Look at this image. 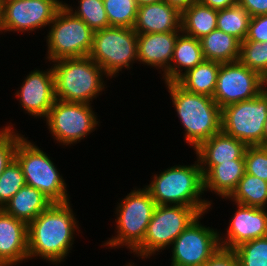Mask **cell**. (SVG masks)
I'll return each mask as SVG.
<instances>
[{"instance_id":"38","label":"cell","mask_w":267,"mask_h":266,"mask_svg":"<svg viewBox=\"0 0 267 266\" xmlns=\"http://www.w3.org/2000/svg\"><path fill=\"white\" fill-rule=\"evenodd\" d=\"M237 4L244 7L251 17L267 14V0H237Z\"/></svg>"},{"instance_id":"21","label":"cell","mask_w":267,"mask_h":266,"mask_svg":"<svg viewBox=\"0 0 267 266\" xmlns=\"http://www.w3.org/2000/svg\"><path fill=\"white\" fill-rule=\"evenodd\" d=\"M204 60L200 40L181 32L175 42L170 67L162 74L164 83L176 82L188 70Z\"/></svg>"},{"instance_id":"27","label":"cell","mask_w":267,"mask_h":266,"mask_svg":"<svg viewBox=\"0 0 267 266\" xmlns=\"http://www.w3.org/2000/svg\"><path fill=\"white\" fill-rule=\"evenodd\" d=\"M246 206L266 209L267 207V181L245 173L237 188L226 200Z\"/></svg>"},{"instance_id":"28","label":"cell","mask_w":267,"mask_h":266,"mask_svg":"<svg viewBox=\"0 0 267 266\" xmlns=\"http://www.w3.org/2000/svg\"><path fill=\"white\" fill-rule=\"evenodd\" d=\"M250 19L251 16L247 10L236 4L226 9L218 10L217 29L243 42L248 33Z\"/></svg>"},{"instance_id":"43","label":"cell","mask_w":267,"mask_h":266,"mask_svg":"<svg viewBox=\"0 0 267 266\" xmlns=\"http://www.w3.org/2000/svg\"><path fill=\"white\" fill-rule=\"evenodd\" d=\"M263 92L267 94V73L262 77Z\"/></svg>"},{"instance_id":"17","label":"cell","mask_w":267,"mask_h":266,"mask_svg":"<svg viewBox=\"0 0 267 266\" xmlns=\"http://www.w3.org/2000/svg\"><path fill=\"white\" fill-rule=\"evenodd\" d=\"M28 260V224L0 209V264L15 266Z\"/></svg>"},{"instance_id":"4","label":"cell","mask_w":267,"mask_h":266,"mask_svg":"<svg viewBox=\"0 0 267 266\" xmlns=\"http://www.w3.org/2000/svg\"><path fill=\"white\" fill-rule=\"evenodd\" d=\"M51 64L56 99L92 105L107 88L104 80L109 76L89 56L59 59Z\"/></svg>"},{"instance_id":"24","label":"cell","mask_w":267,"mask_h":266,"mask_svg":"<svg viewBox=\"0 0 267 266\" xmlns=\"http://www.w3.org/2000/svg\"><path fill=\"white\" fill-rule=\"evenodd\" d=\"M199 40L205 60L220 63L239 60L240 41L234 36L215 29Z\"/></svg>"},{"instance_id":"12","label":"cell","mask_w":267,"mask_h":266,"mask_svg":"<svg viewBox=\"0 0 267 266\" xmlns=\"http://www.w3.org/2000/svg\"><path fill=\"white\" fill-rule=\"evenodd\" d=\"M206 213H201L171 244L170 266H204L221 248L217 228L200 222Z\"/></svg>"},{"instance_id":"36","label":"cell","mask_w":267,"mask_h":266,"mask_svg":"<svg viewBox=\"0 0 267 266\" xmlns=\"http://www.w3.org/2000/svg\"><path fill=\"white\" fill-rule=\"evenodd\" d=\"M244 41L267 42V14L251 17Z\"/></svg>"},{"instance_id":"29","label":"cell","mask_w":267,"mask_h":266,"mask_svg":"<svg viewBox=\"0 0 267 266\" xmlns=\"http://www.w3.org/2000/svg\"><path fill=\"white\" fill-rule=\"evenodd\" d=\"M78 5L63 4L75 16L82 19L94 32L110 27L103 0H76ZM75 10V11H74Z\"/></svg>"},{"instance_id":"2","label":"cell","mask_w":267,"mask_h":266,"mask_svg":"<svg viewBox=\"0 0 267 266\" xmlns=\"http://www.w3.org/2000/svg\"><path fill=\"white\" fill-rule=\"evenodd\" d=\"M191 165L176 164L151 176L145 187L156 205H181L194 207L200 213L212 209V200H205L204 178L198 159Z\"/></svg>"},{"instance_id":"16","label":"cell","mask_w":267,"mask_h":266,"mask_svg":"<svg viewBox=\"0 0 267 266\" xmlns=\"http://www.w3.org/2000/svg\"><path fill=\"white\" fill-rule=\"evenodd\" d=\"M234 205L237 208L229 220L226 234L219 232L221 247L234 250L242 243L267 236V208Z\"/></svg>"},{"instance_id":"37","label":"cell","mask_w":267,"mask_h":266,"mask_svg":"<svg viewBox=\"0 0 267 266\" xmlns=\"http://www.w3.org/2000/svg\"><path fill=\"white\" fill-rule=\"evenodd\" d=\"M204 266H239V263L234 250L221 247Z\"/></svg>"},{"instance_id":"25","label":"cell","mask_w":267,"mask_h":266,"mask_svg":"<svg viewBox=\"0 0 267 266\" xmlns=\"http://www.w3.org/2000/svg\"><path fill=\"white\" fill-rule=\"evenodd\" d=\"M220 65L217 61L204 60L176 82L186 91L213 97Z\"/></svg>"},{"instance_id":"39","label":"cell","mask_w":267,"mask_h":266,"mask_svg":"<svg viewBox=\"0 0 267 266\" xmlns=\"http://www.w3.org/2000/svg\"><path fill=\"white\" fill-rule=\"evenodd\" d=\"M200 3L215 10H222L237 4V0H198Z\"/></svg>"},{"instance_id":"18","label":"cell","mask_w":267,"mask_h":266,"mask_svg":"<svg viewBox=\"0 0 267 266\" xmlns=\"http://www.w3.org/2000/svg\"><path fill=\"white\" fill-rule=\"evenodd\" d=\"M247 145L220 131L201 143L194 151L203 176L215 165L245 159Z\"/></svg>"},{"instance_id":"14","label":"cell","mask_w":267,"mask_h":266,"mask_svg":"<svg viewBox=\"0 0 267 266\" xmlns=\"http://www.w3.org/2000/svg\"><path fill=\"white\" fill-rule=\"evenodd\" d=\"M262 91V77L238 60L221 63L212 98L222 109L233 103L253 99Z\"/></svg>"},{"instance_id":"10","label":"cell","mask_w":267,"mask_h":266,"mask_svg":"<svg viewBox=\"0 0 267 266\" xmlns=\"http://www.w3.org/2000/svg\"><path fill=\"white\" fill-rule=\"evenodd\" d=\"M92 107L87 103L55 100L44 121L59 146L81 142L97 129L100 120Z\"/></svg>"},{"instance_id":"34","label":"cell","mask_w":267,"mask_h":266,"mask_svg":"<svg viewBox=\"0 0 267 266\" xmlns=\"http://www.w3.org/2000/svg\"><path fill=\"white\" fill-rule=\"evenodd\" d=\"M8 124L0 129V176L9 163L15 159L17 145L25 136L16 131L14 124L11 122Z\"/></svg>"},{"instance_id":"40","label":"cell","mask_w":267,"mask_h":266,"mask_svg":"<svg viewBox=\"0 0 267 266\" xmlns=\"http://www.w3.org/2000/svg\"><path fill=\"white\" fill-rule=\"evenodd\" d=\"M172 7L178 9L181 13L187 9L190 5L197 2L198 0H164Z\"/></svg>"},{"instance_id":"33","label":"cell","mask_w":267,"mask_h":266,"mask_svg":"<svg viewBox=\"0 0 267 266\" xmlns=\"http://www.w3.org/2000/svg\"><path fill=\"white\" fill-rule=\"evenodd\" d=\"M25 185L22 168L14 159L0 176V209Z\"/></svg>"},{"instance_id":"23","label":"cell","mask_w":267,"mask_h":266,"mask_svg":"<svg viewBox=\"0 0 267 266\" xmlns=\"http://www.w3.org/2000/svg\"><path fill=\"white\" fill-rule=\"evenodd\" d=\"M52 203L38 189L25 185L6 203L2 210L29 224Z\"/></svg>"},{"instance_id":"42","label":"cell","mask_w":267,"mask_h":266,"mask_svg":"<svg viewBox=\"0 0 267 266\" xmlns=\"http://www.w3.org/2000/svg\"><path fill=\"white\" fill-rule=\"evenodd\" d=\"M263 145L267 146V119L265 120L264 123Z\"/></svg>"},{"instance_id":"15","label":"cell","mask_w":267,"mask_h":266,"mask_svg":"<svg viewBox=\"0 0 267 266\" xmlns=\"http://www.w3.org/2000/svg\"><path fill=\"white\" fill-rule=\"evenodd\" d=\"M19 88L14 95L25 114L44 120L56 100L52 66L32 70Z\"/></svg>"},{"instance_id":"44","label":"cell","mask_w":267,"mask_h":266,"mask_svg":"<svg viewBox=\"0 0 267 266\" xmlns=\"http://www.w3.org/2000/svg\"><path fill=\"white\" fill-rule=\"evenodd\" d=\"M0 33L2 34V17H1V2H0Z\"/></svg>"},{"instance_id":"19","label":"cell","mask_w":267,"mask_h":266,"mask_svg":"<svg viewBox=\"0 0 267 266\" xmlns=\"http://www.w3.org/2000/svg\"><path fill=\"white\" fill-rule=\"evenodd\" d=\"M180 33H137V63L155 67L160 74H164L170 67L175 42Z\"/></svg>"},{"instance_id":"13","label":"cell","mask_w":267,"mask_h":266,"mask_svg":"<svg viewBox=\"0 0 267 266\" xmlns=\"http://www.w3.org/2000/svg\"><path fill=\"white\" fill-rule=\"evenodd\" d=\"M2 31L32 33L49 26L62 0H0Z\"/></svg>"},{"instance_id":"32","label":"cell","mask_w":267,"mask_h":266,"mask_svg":"<svg viewBox=\"0 0 267 266\" xmlns=\"http://www.w3.org/2000/svg\"><path fill=\"white\" fill-rule=\"evenodd\" d=\"M234 252L239 266H267V236L242 243Z\"/></svg>"},{"instance_id":"41","label":"cell","mask_w":267,"mask_h":266,"mask_svg":"<svg viewBox=\"0 0 267 266\" xmlns=\"http://www.w3.org/2000/svg\"><path fill=\"white\" fill-rule=\"evenodd\" d=\"M137 6H142V5H146V4H151V3H157V2H161L164 0H135Z\"/></svg>"},{"instance_id":"22","label":"cell","mask_w":267,"mask_h":266,"mask_svg":"<svg viewBox=\"0 0 267 266\" xmlns=\"http://www.w3.org/2000/svg\"><path fill=\"white\" fill-rule=\"evenodd\" d=\"M245 174V159L222 162L204 176V192H213L222 199L229 198Z\"/></svg>"},{"instance_id":"1","label":"cell","mask_w":267,"mask_h":266,"mask_svg":"<svg viewBox=\"0 0 267 266\" xmlns=\"http://www.w3.org/2000/svg\"><path fill=\"white\" fill-rule=\"evenodd\" d=\"M71 207L70 202L52 203L28 224L29 260L38 257L58 266L69 256L75 233L81 231Z\"/></svg>"},{"instance_id":"11","label":"cell","mask_w":267,"mask_h":266,"mask_svg":"<svg viewBox=\"0 0 267 266\" xmlns=\"http://www.w3.org/2000/svg\"><path fill=\"white\" fill-rule=\"evenodd\" d=\"M267 119V94L240 101L221 109V131L247 146L263 145L264 123Z\"/></svg>"},{"instance_id":"30","label":"cell","mask_w":267,"mask_h":266,"mask_svg":"<svg viewBox=\"0 0 267 266\" xmlns=\"http://www.w3.org/2000/svg\"><path fill=\"white\" fill-rule=\"evenodd\" d=\"M110 27L133 28L138 6L135 0H103Z\"/></svg>"},{"instance_id":"45","label":"cell","mask_w":267,"mask_h":266,"mask_svg":"<svg viewBox=\"0 0 267 266\" xmlns=\"http://www.w3.org/2000/svg\"><path fill=\"white\" fill-rule=\"evenodd\" d=\"M133 262H127V264H125V265H123V266H136V265H134V263L132 264Z\"/></svg>"},{"instance_id":"6","label":"cell","mask_w":267,"mask_h":266,"mask_svg":"<svg viewBox=\"0 0 267 266\" xmlns=\"http://www.w3.org/2000/svg\"><path fill=\"white\" fill-rule=\"evenodd\" d=\"M34 143L24 136L15 151L26 185L38 189L53 203L69 202L70 195L62 174L51 157Z\"/></svg>"},{"instance_id":"31","label":"cell","mask_w":267,"mask_h":266,"mask_svg":"<svg viewBox=\"0 0 267 266\" xmlns=\"http://www.w3.org/2000/svg\"><path fill=\"white\" fill-rule=\"evenodd\" d=\"M239 61L263 77L267 73V42H240Z\"/></svg>"},{"instance_id":"20","label":"cell","mask_w":267,"mask_h":266,"mask_svg":"<svg viewBox=\"0 0 267 266\" xmlns=\"http://www.w3.org/2000/svg\"><path fill=\"white\" fill-rule=\"evenodd\" d=\"M182 13L165 1L138 7L133 30L136 33L182 32Z\"/></svg>"},{"instance_id":"7","label":"cell","mask_w":267,"mask_h":266,"mask_svg":"<svg viewBox=\"0 0 267 266\" xmlns=\"http://www.w3.org/2000/svg\"><path fill=\"white\" fill-rule=\"evenodd\" d=\"M46 38V61L88 56L94 31L63 4L49 24Z\"/></svg>"},{"instance_id":"35","label":"cell","mask_w":267,"mask_h":266,"mask_svg":"<svg viewBox=\"0 0 267 266\" xmlns=\"http://www.w3.org/2000/svg\"><path fill=\"white\" fill-rule=\"evenodd\" d=\"M244 158L245 173L267 181V146H247Z\"/></svg>"},{"instance_id":"26","label":"cell","mask_w":267,"mask_h":266,"mask_svg":"<svg viewBox=\"0 0 267 266\" xmlns=\"http://www.w3.org/2000/svg\"><path fill=\"white\" fill-rule=\"evenodd\" d=\"M217 15L218 10L197 1L182 12L181 30L188 36L201 39L217 29Z\"/></svg>"},{"instance_id":"3","label":"cell","mask_w":267,"mask_h":266,"mask_svg":"<svg viewBox=\"0 0 267 266\" xmlns=\"http://www.w3.org/2000/svg\"><path fill=\"white\" fill-rule=\"evenodd\" d=\"M165 84L184 128V140L193 150L221 131V108L212 97L186 91L177 82Z\"/></svg>"},{"instance_id":"8","label":"cell","mask_w":267,"mask_h":266,"mask_svg":"<svg viewBox=\"0 0 267 266\" xmlns=\"http://www.w3.org/2000/svg\"><path fill=\"white\" fill-rule=\"evenodd\" d=\"M200 214L194 207L156 205L143 242L132 252L133 255L144 260L169 249Z\"/></svg>"},{"instance_id":"5","label":"cell","mask_w":267,"mask_h":266,"mask_svg":"<svg viewBox=\"0 0 267 266\" xmlns=\"http://www.w3.org/2000/svg\"><path fill=\"white\" fill-rule=\"evenodd\" d=\"M155 207L156 203L145 187H133L115 208L116 235H112V238L104 241L101 246L111 249L126 246L132 254L143 242Z\"/></svg>"},{"instance_id":"9","label":"cell","mask_w":267,"mask_h":266,"mask_svg":"<svg viewBox=\"0 0 267 266\" xmlns=\"http://www.w3.org/2000/svg\"><path fill=\"white\" fill-rule=\"evenodd\" d=\"M88 56L102 67L110 79L118 77L123 68L130 70L138 61L137 33L133 28L126 27L95 31Z\"/></svg>"}]
</instances>
